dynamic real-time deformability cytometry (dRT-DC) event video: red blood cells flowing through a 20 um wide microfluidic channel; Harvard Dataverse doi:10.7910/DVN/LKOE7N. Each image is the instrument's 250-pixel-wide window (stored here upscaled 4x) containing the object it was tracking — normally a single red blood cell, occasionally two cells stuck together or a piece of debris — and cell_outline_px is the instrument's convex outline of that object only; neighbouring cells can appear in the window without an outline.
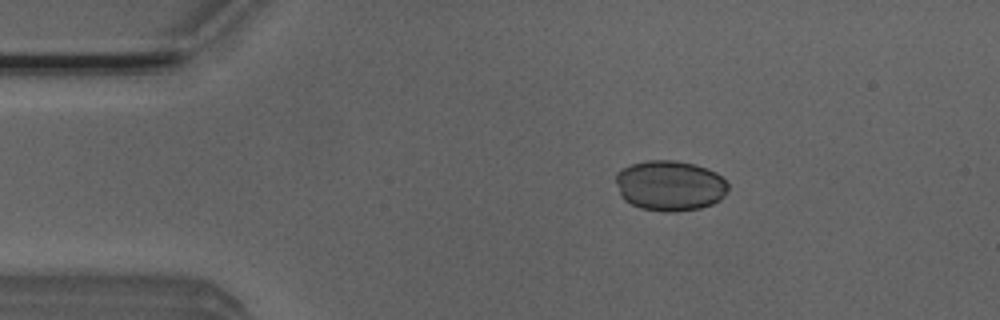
{"species": "Egyptian fruit bat (a non-hibernating species)", "species_latin": "Rousettus aegyptiacus", "temperature_condition": "room temperature", "stored_images_in_passage": 45, "camera_frame_rate_fps": 3000, "um_per_image_px": 0.085, "animal": {"sex": "male"}, "frame": {"image": 1, "passage_image": 3, "time_ms": 0.667, "image_size_px": [1000, 320], "cell_outline_px": [[728, 188], [724, 196], [720, 200], [712, 204], [700, 208], [676, 212], [664, 212], [640, 208], [624, 200], [620, 196], [616, 180], [616, 172], [620, 168], [632, 164], [648, 160], [676, 160], [696, 164], [708, 168], [716, 172], [728, 184]], "centroid_in_image_um": [56.93, 15.77], "position_along_channel_um": 28.1, "area_um2": 33.29}}
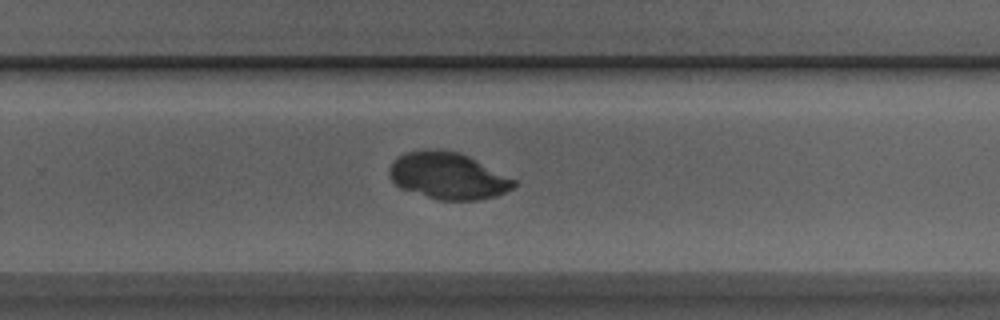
{"frame": {"image": 2, "passage_image": 27, "time_ms": 8.667, "image_size_px": [1000, 320], "cell_outline_px": [[516, 184], [512, 188], [496, 196], [476, 200], [440, 200], [400, 188], [388, 176], [388, 168], [404, 152], [460, 152], [516, 180]], "centroid_in_image_um": [38.09, 14.99], "position_along_channel_um": 291.7, "area_um2": 32.89}}
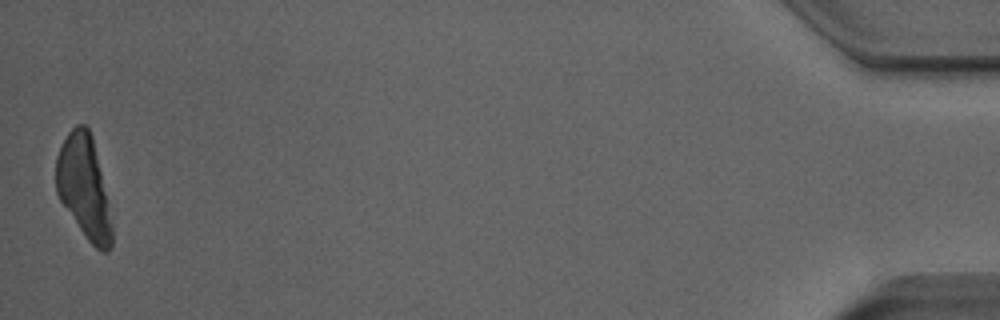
{"frame": {"image": 3, "passage_image": 45, "time_ms": 14.667, "image_size_px": [1000, 320], "cell_outline_px": [[112, 244], [108, 252], [100, 252], [88, 240], [60, 200], [56, 192], [56, 156], [68, 132], [76, 124], [84, 124], [88, 128], [92, 136], [112, 224]], "centroid_in_image_um": [7.12, 15.91], "position_along_channel_um": 428.1, "area_um2": 32.71}}